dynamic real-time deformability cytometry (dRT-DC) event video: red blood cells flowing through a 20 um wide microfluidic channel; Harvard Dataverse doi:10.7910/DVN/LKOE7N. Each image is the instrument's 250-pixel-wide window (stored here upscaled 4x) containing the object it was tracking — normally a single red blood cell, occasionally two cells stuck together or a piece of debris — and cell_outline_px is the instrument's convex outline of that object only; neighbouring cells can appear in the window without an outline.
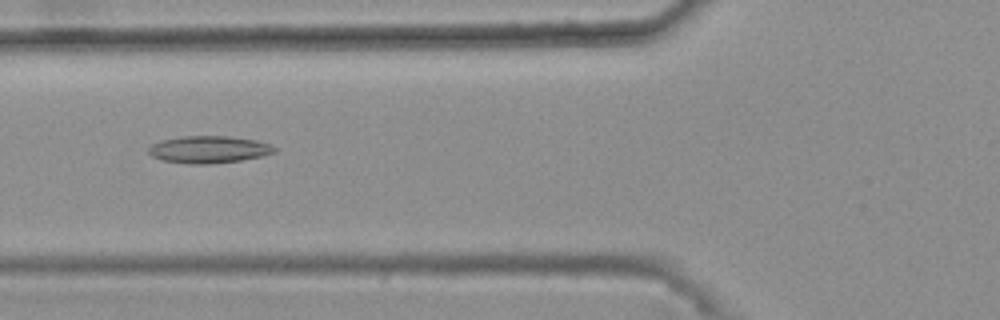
{"species": "common noctule bat (a hibernating species)", "species_latin": "Nyctalus noctula", "temperature_condition": "warm", "stored_images_in_passage": 30, "camera_frame_rate_fps": 3000, "um_per_image_px": 0.085, "animal": {"sex": "female", "body_mass_g": 25.1}, "frame": {"image": 1, "passage_image": 7, "time_ms": 2.0, "image_size_px": [1000, 320], "cell_outline_px": [[276, 152], [260, 156], [240, 160], [208, 164], [188, 164], [160, 160], [152, 156], [148, 152], [148, 148], [152, 144], [160, 140], [184, 136], [228, 136], [256, 140], [272, 144], [276, 148]], "centroid_in_image_um": [17.73, 12.7], "position_along_channel_um": 108.1, "area_um2": 20.0}}
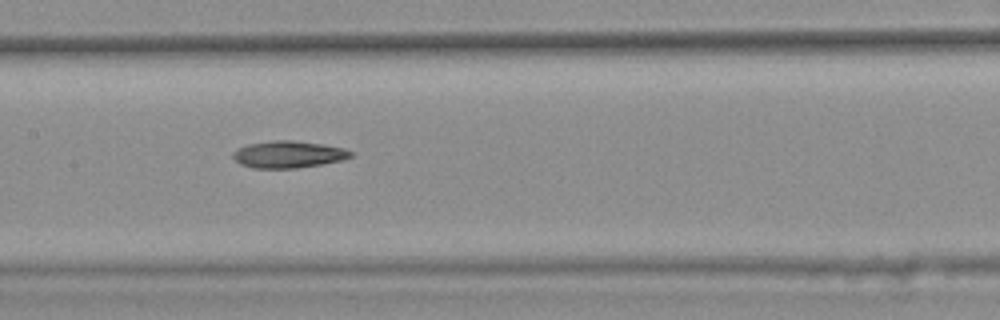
{"frame": {"image": 2, "passage_image": 13, "time_ms": 4.0, "image_size_px": [1000, 320], "cell_outline_px": [[352, 156], [340, 160], [320, 164], [296, 168], [252, 168], [240, 164], [232, 156], [232, 152], [236, 148], [248, 144], [272, 140], [296, 140], [324, 144], [344, 148], [352, 152]], "centroid_in_image_um": [24.47, 13.11], "position_along_channel_um": 182.9, "area_um2": 18.55}}
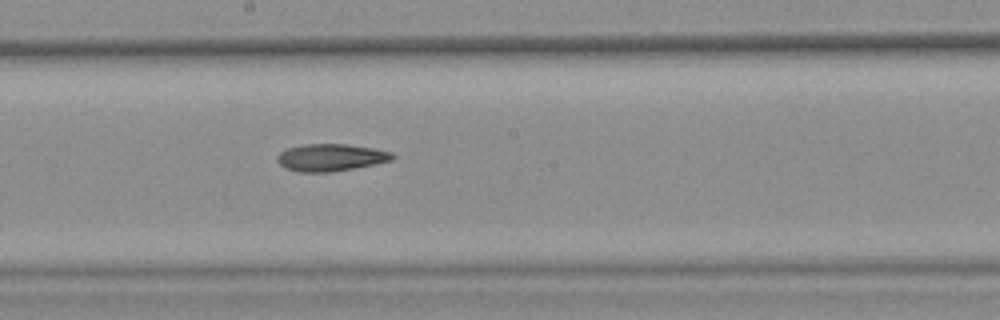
{"frame": {"image": 3, "passage_image": 16, "time_ms": 5.0, "image_size_px": [1000, 320], "cell_outline_px": [[396, 156], [392, 160], [376, 164], [332, 172], [300, 172], [288, 168], [280, 164], [276, 160], [276, 156], [280, 152], [288, 148], [304, 144], [344, 144], [372, 148], [392, 152]], "centroid_in_image_um": [28.13, 13.38], "position_along_channel_um": 220.1, "area_um2": 18.21}}